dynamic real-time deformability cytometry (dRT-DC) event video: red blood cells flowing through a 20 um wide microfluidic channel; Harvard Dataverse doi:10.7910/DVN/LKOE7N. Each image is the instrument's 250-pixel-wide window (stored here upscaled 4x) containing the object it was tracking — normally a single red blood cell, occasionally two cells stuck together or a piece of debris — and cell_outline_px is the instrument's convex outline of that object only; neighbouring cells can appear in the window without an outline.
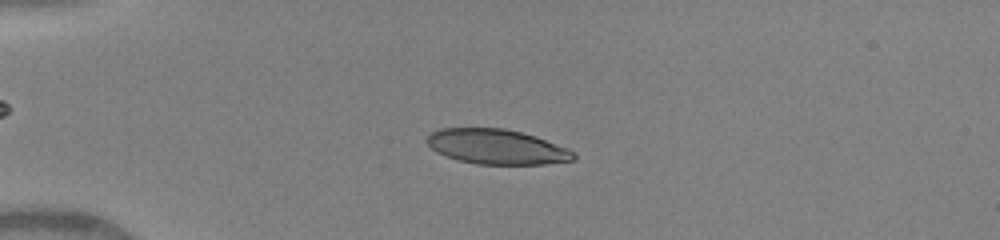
{"species": "human", "species_latin": "Homo sapiens", "temperature_condition": "warm", "stored_images_in_passage": 11, "camera_frame_rate_fps": 3000, "um_per_image_px": 0.085, "donor": {"sex": "female"}, "frame": {"image": 1, "passage_image": 7, "time_ms": 3.333, "image_size_px": [1000, 240], "cell_outline_px": [[576, 160], [544, 164], [476, 164], [460, 160], [436, 152], [424, 140], [432, 132], [440, 128], [504, 128], [536, 136], [568, 148], [576, 156]], "centroid_in_image_um": [42.23, 12.47], "position_along_channel_um": 42.8, "area_um2": 29.77}}